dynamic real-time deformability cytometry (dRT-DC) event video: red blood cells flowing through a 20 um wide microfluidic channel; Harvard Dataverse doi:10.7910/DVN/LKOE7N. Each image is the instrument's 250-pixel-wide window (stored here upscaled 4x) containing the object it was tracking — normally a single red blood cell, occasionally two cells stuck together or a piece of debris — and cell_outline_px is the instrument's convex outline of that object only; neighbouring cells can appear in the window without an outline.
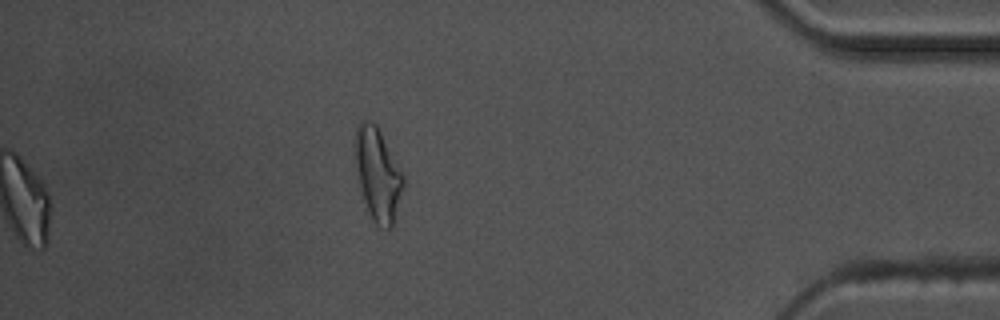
{"species": "common noctule bat (a hibernating species)", "species_latin": "Nyctalus noctula", "temperature_condition": "warm", "stored_images_in_passage": 41, "segment_of_instrument_passage": [2, 2], "camera_frame_rate_fps": 3000, "um_per_image_px": 0.085, "animal": {"sex": "male", "body_mass_g": 17.5, "forearm_length_mm": 52.3}, "frame": {"image": 1, "passage_image": 41, "time_ms": 13.333, "image_size_px": [1000, 320], "cell_outline_px": [[404, 188], [392, 228], [388, 228], [376, 224], [372, 220], [368, 212], [364, 200], [356, 172], [352, 144], [356, 128], [360, 120], [368, 120], [376, 124], [404, 176]], "centroid_in_image_um": [32.08, 14.79], "position_along_channel_um": 403.1, "area_um2": 26.3}}